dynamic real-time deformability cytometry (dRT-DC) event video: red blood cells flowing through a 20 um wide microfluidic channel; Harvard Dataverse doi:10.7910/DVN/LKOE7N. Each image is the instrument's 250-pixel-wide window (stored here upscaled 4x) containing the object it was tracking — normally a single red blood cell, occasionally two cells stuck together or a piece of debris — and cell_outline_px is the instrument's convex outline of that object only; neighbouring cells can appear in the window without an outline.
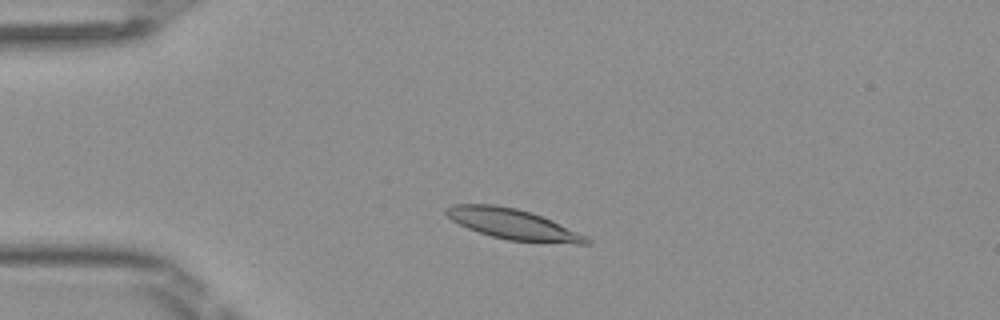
{"species": "Egyptian fruit bat (a non-hibernating species)", "species_latin": "Rousettus aegyptiacus", "temperature_condition": "room temperature", "stored_images_in_passage": 46, "camera_frame_rate_fps": 3000, "um_per_image_px": 0.085, "frame": {"image": 1, "passage_image": 8, "time_ms": 2.333, "image_size_px": [1000, 320], "cell_outline_px": [[592, 244], [576, 244], [508, 240], [492, 236], [468, 228], [452, 220], [444, 212], [444, 208], [452, 204], [496, 204], [516, 208], [532, 212], [588, 236], [592, 240]], "centroid_in_image_um": [43.63, 19.05], "position_along_channel_um": 41.4, "area_um2": 24.91}}
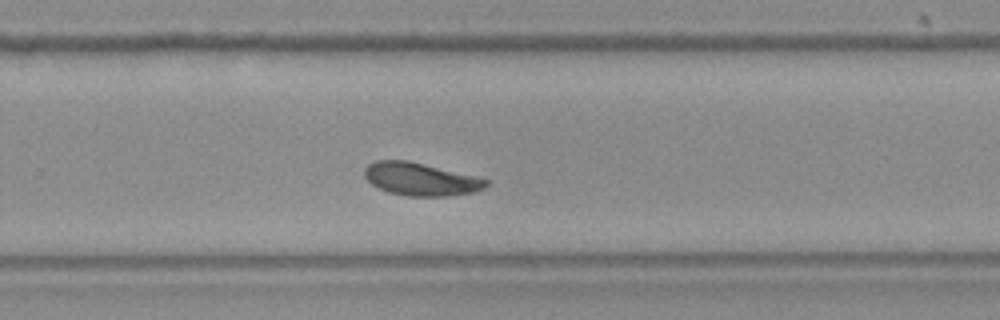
{"frame": {"image": 2, "passage_image": 29, "time_ms": 9.333, "image_size_px": [1000, 320], "cell_outline_px": [[488, 184], [484, 188], [472, 192], [448, 196], [408, 196], [388, 192], [372, 184], [364, 176], [364, 168], [368, 164], [376, 160], [408, 160], [488, 180]], "centroid_in_image_um": [35.7, 15.23], "position_along_channel_um": 294.1, "area_um2": 22.89}}
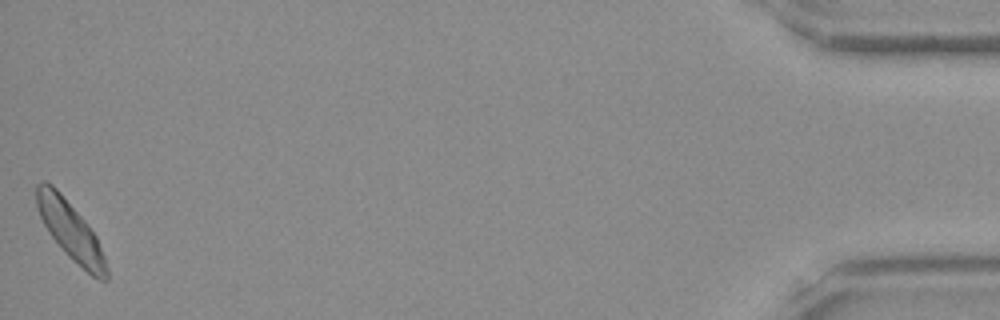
{"frame": {"image": 3, "passage_image": 46, "time_ms": 15.0, "image_size_px": [1000, 320], "cell_outline_px": [[108, 280], [100, 280], [92, 276], [72, 260], [64, 252], [52, 236], [44, 224], [40, 216], [36, 204], [36, 184], [44, 180], [52, 184], [60, 192], [88, 224], [96, 236], [104, 256], [108, 268]], "centroid_in_image_um": [6.0, 19.61], "position_along_channel_um": 429.2, "area_um2": 23.58}}